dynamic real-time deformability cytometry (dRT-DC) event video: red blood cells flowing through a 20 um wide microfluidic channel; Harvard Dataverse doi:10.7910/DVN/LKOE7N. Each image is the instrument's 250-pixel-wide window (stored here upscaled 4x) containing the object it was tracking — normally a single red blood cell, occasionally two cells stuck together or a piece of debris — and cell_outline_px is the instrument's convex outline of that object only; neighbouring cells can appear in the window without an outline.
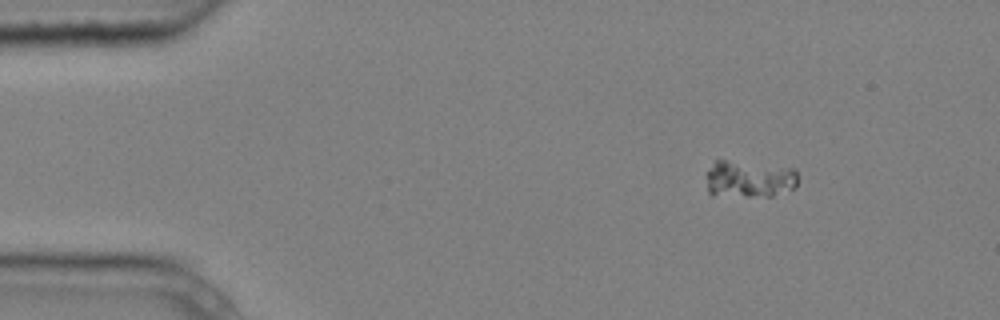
{"species": "common noctule bat (a hibernating species)", "species_latin": "Nyctalus noctula", "temperature_condition": "cold", "stored_images_in_passage": 9, "camera_frame_rate_fps": 3000, "um_per_image_px": 0.085, "animal": {"sex": "male", "body_mass_g": 20.4}, "frame": {"image": 1, "passage_image": 2, "time_ms": 0.333, "image_size_px": [1000, 320], "cell_outline_px": [[796, 188], [772, 196], [712, 196], [708, 192], [708, 172], [716, 160], [724, 160], [796, 168]], "centroid_in_image_um": [63.71, 15.24], "position_along_channel_um": 21.3, "area_um2": 19.71}}